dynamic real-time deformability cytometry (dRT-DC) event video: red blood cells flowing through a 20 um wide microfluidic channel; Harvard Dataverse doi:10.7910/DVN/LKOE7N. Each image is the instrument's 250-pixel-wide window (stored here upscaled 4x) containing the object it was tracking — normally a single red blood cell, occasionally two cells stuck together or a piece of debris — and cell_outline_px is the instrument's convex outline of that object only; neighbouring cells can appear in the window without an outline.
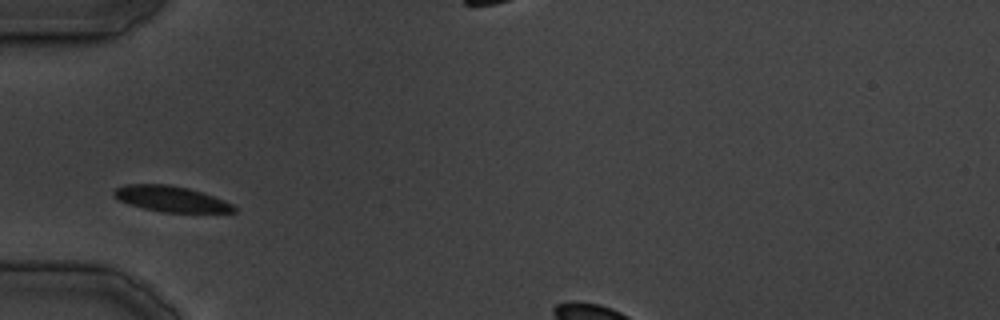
{"species": "common noctule bat (a hibernating species)", "species_latin": "Nyctalus noctula", "temperature_condition": "cold", "stored_images_in_passage": 23, "camera_frame_rate_fps": 3000, "um_per_image_px": 0.085, "animal": {"sex": "male", "body_mass_g": 19.5, "forearm_length_mm": 54.6}, "frame": {"image": 1, "passage_image": 4, "time_ms": 4.333, "image_size_px": [1000, 320], "cell_outline_px": [[236, 212], [164, 212], [144, 208], [128, 204], [112, 196], [112, 192], [116, 188], [124, 184], [168, 184], [188, 188], [224, 200], [232, 204], [236, 208]], "centroid_in_image_um": [14.49, 16.9], "position_along_channel_um": 70.5, "area_um2": 17.86}}
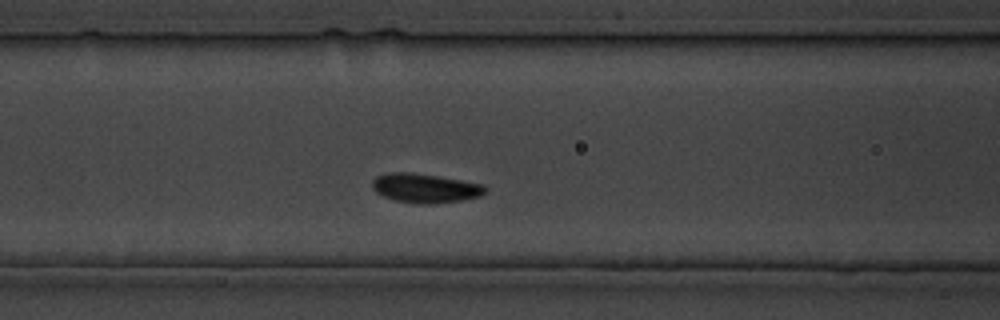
{"frame": {"image": 2, "passage_image": 7, "time_ms": 8.667, "image_size_px": [1000, 320], "cell_outline_px": [[488, 188], [480, 196], [460, 200], [432, 204], [420, 204], [396, 200], [384, 196], [376, 192], [372, 188], [372, 180], [376, 176], [388, 172], [412, 172], [484, 184]], "centroid_in_image_um": [36.12, 15.98], "position_along_channel_um": 130.5, "area_um2": 19.13}}